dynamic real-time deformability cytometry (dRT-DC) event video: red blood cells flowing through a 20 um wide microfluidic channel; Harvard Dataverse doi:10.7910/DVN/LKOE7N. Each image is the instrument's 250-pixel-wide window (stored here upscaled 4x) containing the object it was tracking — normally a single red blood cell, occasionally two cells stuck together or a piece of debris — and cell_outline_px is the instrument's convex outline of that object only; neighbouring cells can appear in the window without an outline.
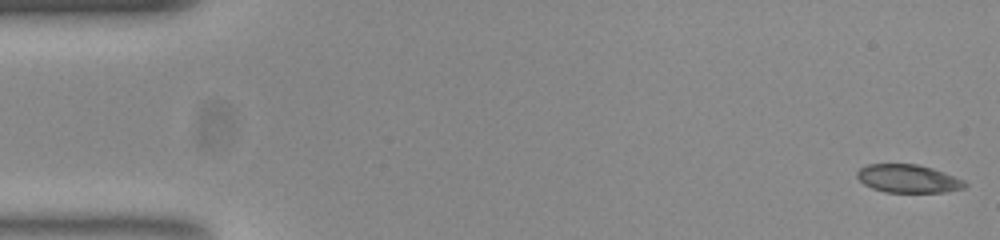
{"species": "common noctule bat (a hibernating species)", "species_latin": "Nyctalus noctula", "temperature_condition": "room temperature", "stored_images_in_passage": 7, "camera_frame_rate_fps": 3000, "um_per_image_px": 0.085, "animal": {"sex": "female", "body_mass_g": 23.0, "forearm_length_mm": 53.4}, "frame": {"image": 1, "passage_image": 1, "time_ms": 0.0, "image_size_px": [1000, 240], "cell_outline_px": [[968, 184], [964, 188], [944, 192], [884, 192], [872, 188], [864, 184], [856, 176], [856, 172], [860, 168], [868, 164], [916, 164], [932, 168], [944, 172], [964, 180]], "centroid_in_image_um": [77.19, 15.18], "position_along_channel_um": 7.8, "area_um2": 17.69}}